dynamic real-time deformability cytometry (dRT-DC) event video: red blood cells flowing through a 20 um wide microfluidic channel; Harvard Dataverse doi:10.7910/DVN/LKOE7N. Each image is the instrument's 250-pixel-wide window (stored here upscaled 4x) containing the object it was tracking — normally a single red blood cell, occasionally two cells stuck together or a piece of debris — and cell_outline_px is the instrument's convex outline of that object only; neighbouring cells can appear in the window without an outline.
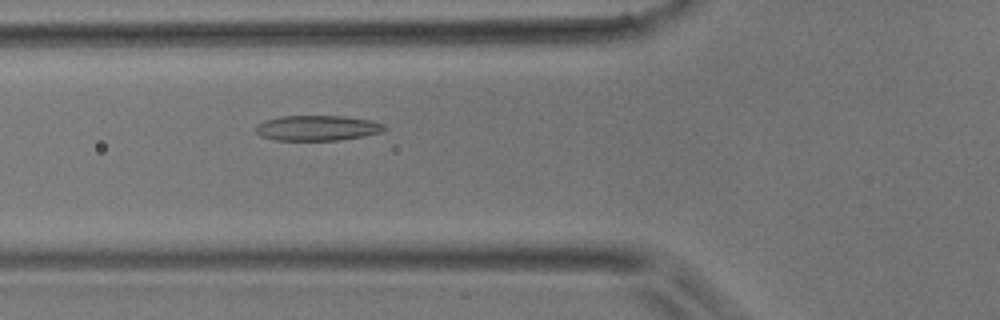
{"species": "common noctule bat (a hibernating species)", "species_latin": "Nyctalus noctula", "temperature_condition": "room temperature", "stored_images_in_passage": 28, "camera_frame_rate_fps": 3000, "um_per_image_px": 0.085, "animal": {"sex": "male", "body_mass_g": 17.9}, "frame": {"image": 1, "passage_image": 4, "time_ms": 1.0, "image_size_px": [1000, 320], "cell_outline_px": [[388, 128], [380, 132], [364, 136], [340, 140], [276, 140], [260, 136], [256, 132], [256, 124], [280, 116], [344, 116], [372, 120], [384, 124]], "centroid_in_image_um": [27.0, 10.88], "position_along_channel_um": 98.8, "area_um2": 18.96}}
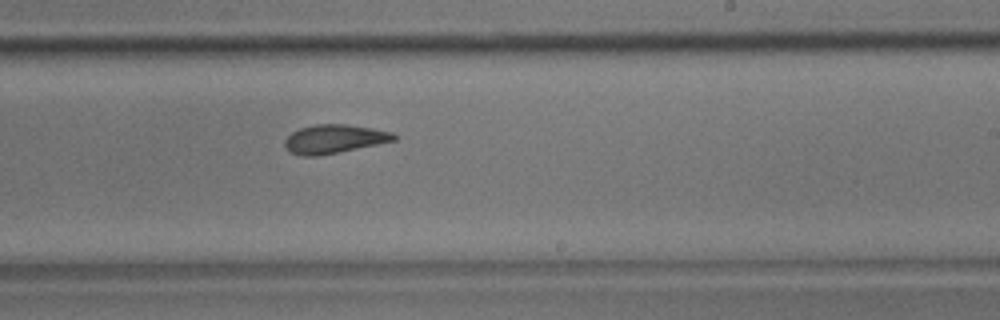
{"frame": {"image": 2, "passage_image": 16, "time_ms": 5.0, "image_size_px": [1000, 320], "cell_outline_px": [[396, 140], [340, 152], [316, 156], [304, 156], [292, 152], [284, 144], [284, 140], [292, 132], [300, 128], [316, 124], [348, 124], [372, 128], [392, 132], [396, 136]], "centroid_in_image_um": [28.42, 11.8], "position_along_channel_um": 260.6, "area_um2": 18.09}}
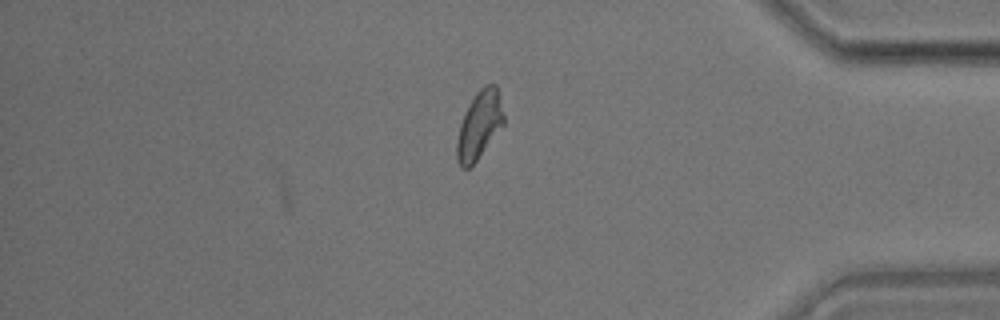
{"frame": {"image": 3, "passage_image": 28, "time_ms": 9.0, "image_size_px": [1000, 320], "cell_outline_px": [[504, 124], [476, 160], [468, 168], [460, 168], [456, 160], [456, 140], [460, 124], [464, 112], [468, 104], [476, 92], [484, 84], [496, 84], [504, 116]], "centroid_in_image_um": [40.71, 10.62], "position_along_channel_um": 394.5, "area_um2": 18.5}}